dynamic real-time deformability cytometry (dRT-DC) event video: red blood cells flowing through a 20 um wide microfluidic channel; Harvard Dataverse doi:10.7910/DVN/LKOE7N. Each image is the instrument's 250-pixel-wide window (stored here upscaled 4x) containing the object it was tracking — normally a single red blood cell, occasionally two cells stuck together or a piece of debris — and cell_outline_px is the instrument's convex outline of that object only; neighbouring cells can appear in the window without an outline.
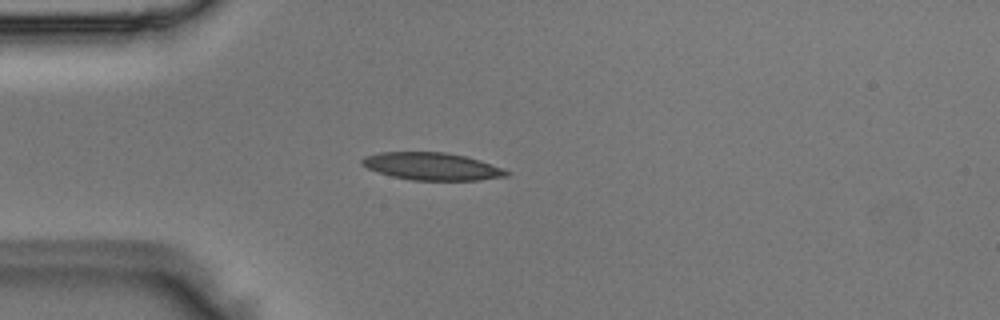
{"species": "Egyptian fruit bat (a non-hibernating species)", "species_latin": "Rousettus aegyptiacus", "temperature_condition": "room temperature", "stored_images_in_passage": 2, "camera_frame_rate_fps": 3000, "um_per_image_px": 0.085, "animal": {"sex": "male"}, "frame": {"image": 1, "passage_image": 1, "time_ms": 0.0, "image_size_px": [1000, 320], "cell_outline_px": [[512, 172], [508, 176], [480, 180], [412, 180], [392, 176], [368, 168], [360, 164], [360, 160], [364, 156], [380, 152], [444, 152], [464, 156], [480, 160], [504, 168]], "centroid_in_image_um": [36.74, 14.14], "position_along_channel_um": 48.3, "area_um2": 23.18}}